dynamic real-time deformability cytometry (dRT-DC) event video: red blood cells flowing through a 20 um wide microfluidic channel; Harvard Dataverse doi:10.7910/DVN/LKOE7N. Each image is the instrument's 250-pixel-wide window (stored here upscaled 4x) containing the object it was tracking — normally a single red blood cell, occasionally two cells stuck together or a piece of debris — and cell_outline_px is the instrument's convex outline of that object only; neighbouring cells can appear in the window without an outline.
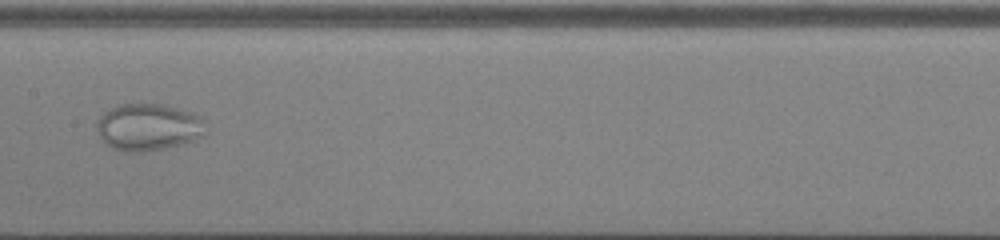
{"species": "common noctule bat (a hibernating species)", "species_latin": "Nyctalus noctula", "temperature_condition": "cold", "stored_images_in_passage": 53, "camera_frame_rate_fps": 3000, "um_per_image_px": 0.085, "animal": {"sex": "male", "body_mass_g": 13.0, "forearm_length_mm": 53.1}, "frame": {"image": 1, "passage_image": 29, "time_ms": 9.333, "image_size_px": [1000, 240], "cell_outline_px": [[204, 136], [180, 144], [160, 148], [136, 152], [124, 152], [112, 148], [100, 136], [96, 128], [96, 124], [100, 116], [108, 108], [120, 104], [160, 104], [192, 112], [200, 116], [204, 120]], "centroid_in_image_um": [12.58, 10.79], "position_along_channel_um": 194.8, "area_um2": 29.54}}
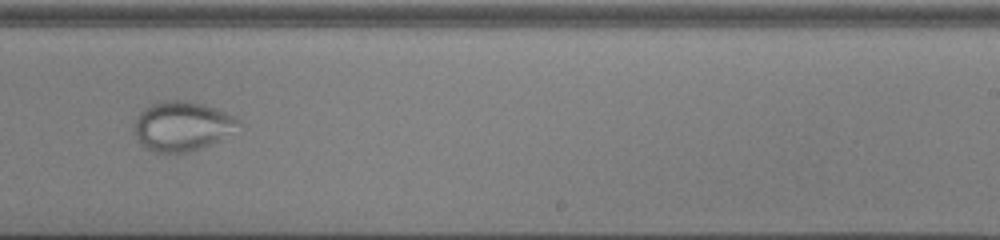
{"frame": {"image": 2, "passage_image": 35, "time_ms": 11.333, "image_size_px": [1000, 240], "cell_outline_px": [[240, 120], [216, 140], [208, 144], [184, 152], [156, 152], [140, 144], [132, 132], [132, 124], [136, 116], [144, 108], [160, 100], [184, 100], [204, 104], [216, 108], [236, 116]], "centroid_in_image_um": [15.33, 10.67], "position_along_channel_um": 273.7, "area_um2": 29.42}}